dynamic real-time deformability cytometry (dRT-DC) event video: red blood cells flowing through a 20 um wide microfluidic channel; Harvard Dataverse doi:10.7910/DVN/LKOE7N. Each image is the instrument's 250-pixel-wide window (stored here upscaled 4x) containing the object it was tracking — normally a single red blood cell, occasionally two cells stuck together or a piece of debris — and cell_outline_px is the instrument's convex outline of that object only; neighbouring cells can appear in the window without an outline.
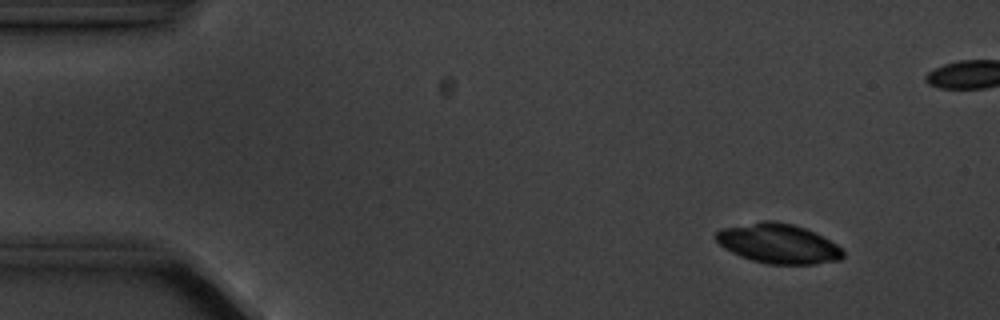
{"species": "common noctule bat (a hibernating species)", "species_latin": "Nyctalus noctula", "temperature_condition": "cold", "stored_images_in_passage": 6, "camera_frame_rate_fps": 3000, "um_per_image_px": 0.085, "animal": {"sex": "male", "body_mass_g": 20.1, "forearm_length_mm": 53.5}, "frame": {"image": 1, "passage_image": 1, "time_ms": 0.0, "image_size_px": [1000, 320], "cell_outline_px": [[844, 256], [840, 260], [816, 264], [768, 264], [752, 260], [740, 256], [724, 248], [716, 240], [716, 232], [720, 228], [760, 220], [776, 220], [792, 224], [804, 228], [844, 248]], "centroid_in_image_um": [66.14, 20.7], "position_along_channel_um": 18.9, "area_um2": 29.48}}